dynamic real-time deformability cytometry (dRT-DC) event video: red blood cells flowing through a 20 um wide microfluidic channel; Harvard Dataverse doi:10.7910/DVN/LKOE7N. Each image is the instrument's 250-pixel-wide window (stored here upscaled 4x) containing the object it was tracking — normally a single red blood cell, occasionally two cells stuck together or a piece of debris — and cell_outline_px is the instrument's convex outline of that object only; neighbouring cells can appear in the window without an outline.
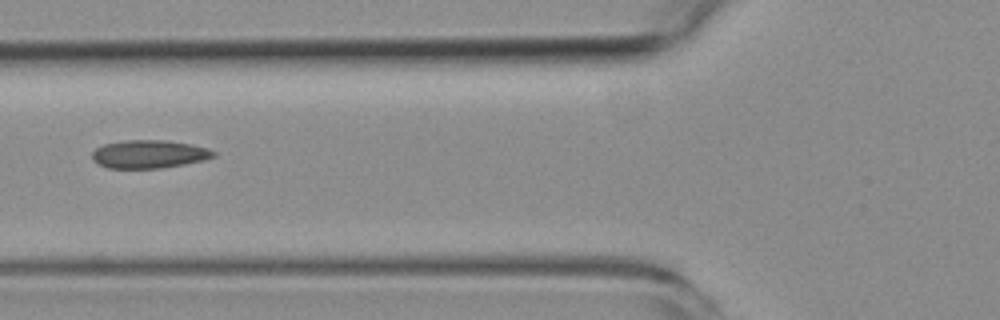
{"species": "common noctule bat (a hibernating species)", "species_latin": "Nyctalus noctula", "temperature_condition": "room temperature", "stored_images_in_passage": 6, "camera_frame_rate_fps": 3000, "um_per_image_px": 0.085, "animal": {"sex": "female", "body_mass_g": 19.3, "forearm_length_mm": 54.1}, "frame": {"image": 1, "passage_image": 6, "time_ms": 5.667, "image_size_px": [1000, 320], "cell_outline_px": [[216, 156], [204, 160], [184, 164], [160, 168], [108, 168], [92, 160], [92, 152], [96, 148], [104, 144], [124, 140], [164, 140], [192, 144], [208, 148], [216, 152]], "centroid_in_image_um": [12.69, 13.09], "position_along_channel_um": 113.1, "area_um2": 19.94}}